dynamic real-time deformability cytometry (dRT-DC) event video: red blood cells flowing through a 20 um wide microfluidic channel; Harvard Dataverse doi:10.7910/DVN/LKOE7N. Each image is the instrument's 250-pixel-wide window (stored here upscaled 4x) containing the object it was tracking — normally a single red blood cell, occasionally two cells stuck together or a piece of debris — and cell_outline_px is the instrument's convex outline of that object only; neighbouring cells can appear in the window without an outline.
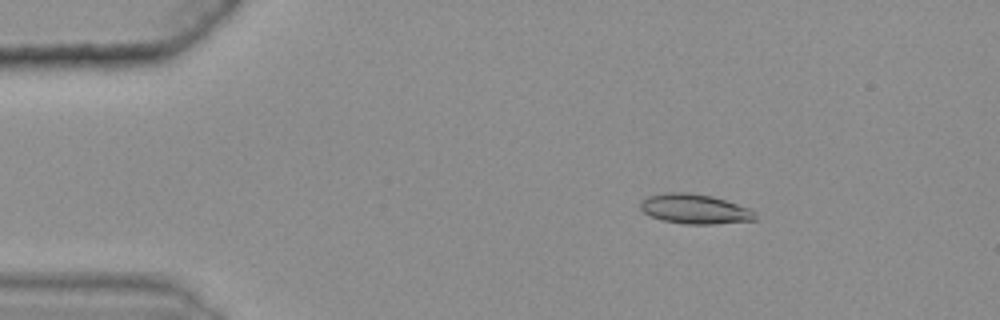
{"species": "common noctule bat (a hibernating species)", "species_latin": "Nyctalus noctula", "temperature_condition": "warm", "stored_images_in_passage": 48, "camera_frame_rate_fps": 3000, "um_per_image_px": 0.085, "animal": {"sex": "female", "body_mass_g": 25.1}, "frame": {"image": 1, "passage_image": 9, "time_ms": 2.667, "image_size_px": [1000, 320], "cell_outline_px": [[756, 220], [716, 224], [684, 224], [664, 220], [652, 216], [644, 212], [640, 208], [640, 200], [644, 196], [664, 192], [688, 192], [712, 196], [752, 208], [756, 212]], "centroid_in_image_um": [59.07, 17.75], "position_along_channel_um": 25.9, "area_um2": 20.23}}
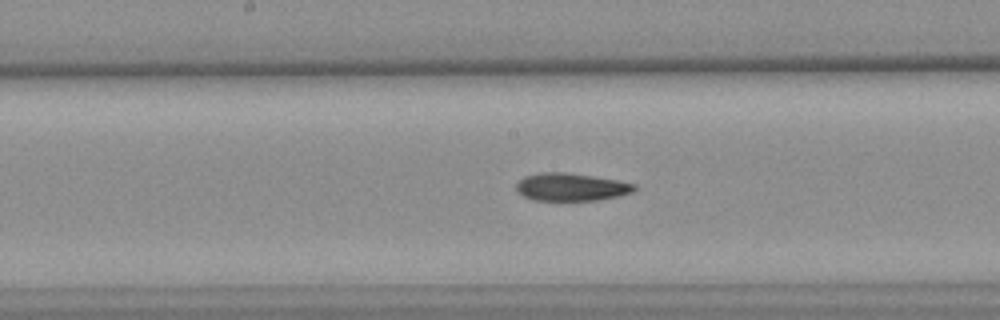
{"frame": {"image": 2, "passage_image": 29, "time_ms": 9.333, "image_size_px": [1000, 320], "cell_outline_px": [[636, 188], [632, 192], [620, 196], [600, 200], [532, 200], [516, 192], [516, 184], [524, 176], [540, 172], [564, 172], [592, 176], [616, 180], [636, 184]], "centroid_in_image_um": [48.52, 15.9], "position_along_channel_um": 199.7, "area_um2": 19.13}}
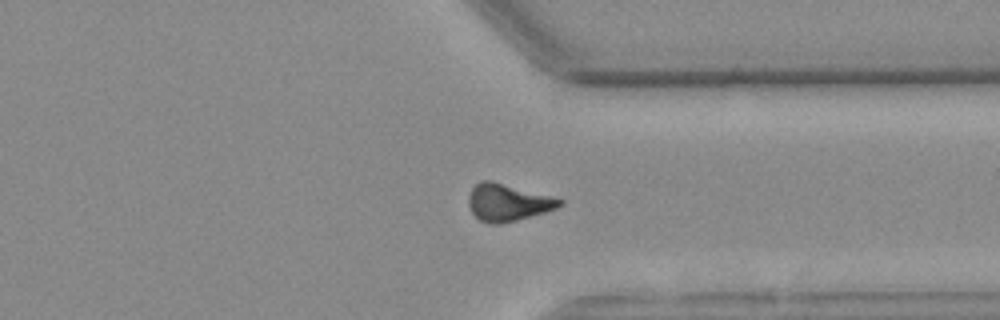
{"frame": {"image": 3, "passage_image": 43, "time_ms": 14.0, "image_size_px": [1000, 320], "cell_outline_px": [[564, 204], [556, 208], [544, 212], [516, 220], [500, 224], [488, 224], [480, 220], [472, 212], [468, 204], [468, 196], [472, 188], [480, 180], [492, 180], [564, 200]], "centroid_in_image_um": [43.13, 17.2], "position_along_channel_um": 368.3, "area_um2": 19.59}, "authors_computed_cell_mechanics": {"area_um2": 19.5942, "velocity_mm_per_s": 3.621, "shape_relaxation_time_tau1_ms": null, "shape_relaxation_time_tau2_ms": 5.8514, "deformation_change_tau1": null, "deformation_change_tau2": 0.1409}}